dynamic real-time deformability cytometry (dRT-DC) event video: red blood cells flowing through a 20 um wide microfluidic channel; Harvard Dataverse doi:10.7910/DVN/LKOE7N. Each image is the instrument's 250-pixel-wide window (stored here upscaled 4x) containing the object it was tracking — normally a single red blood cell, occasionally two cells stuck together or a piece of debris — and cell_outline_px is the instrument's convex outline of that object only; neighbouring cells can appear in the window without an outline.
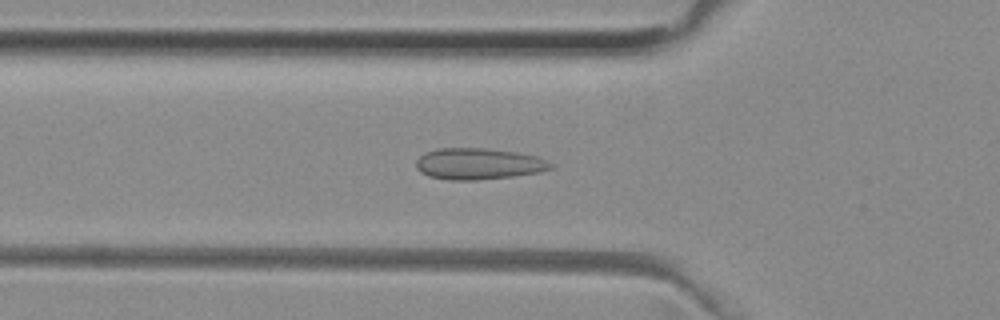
{"species": "common noctule bat (a hibernating species)", "species_latin": "Nyctalus noctula", "temperature_condition": "room temperature", "stored_images_in_passage": 50, "camera_frame_rate_fps": 3000, "um_per_image_px": 0.085, "animal": {"sex": "female", "body_mass_g": 29.2, "forearm_length_mm": 56.3}, "frame": {"image": 1, "passage_image": 16, "time_ms": 5.0, "image_size_px": [1000, 320], "cell_outline_px": [[556, 164], [552, 168], [540, 172], [512, 176], [476, 180], [448, 180], [428, 176], [420, 172], [416, 168], [416, 160], [424, 152], [436, 148], [484, 148], [516, 152], [536, 156], [548, 160]], "centroid_in_image_um": [40.67, 13.92], "position_along_channel_um": 85.1, "area_um2": 24.8}}
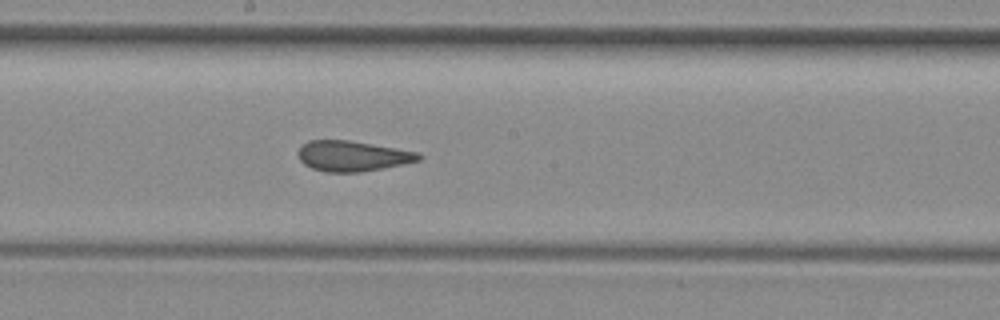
{"frame": {"image": 2, "passage_image": 26, "time_ms": 8.333, "image_size_px": [1000, 320], "cell_outline_px": [[424, 156], [420, 160], [384, 168], [360, 172], [324, 172], [312, 168], [304, 164], [300, 160], [300, 148], [308, 140], [348, 140], [420, 152]], "centroid_in_image_um": [30.01, 13.26], "position_along_channel_um": 218.2, "area_um2": 21.27}}
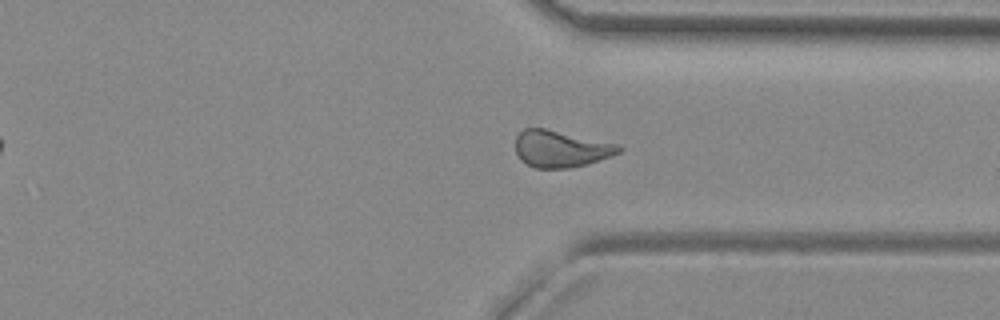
{"frame": {"image": 3, "passage_image": 37, "time_ms": 12.0, "image_size_px": [1000, 320], "cell_outline_px": [[624, 148], [620, 152], [612, 156], [588, 164], [568, 168], [536, 168], [520, 160], [516, 152], [516, 136], [524, 128], [544, 128], [620, 144]], "centroid_in_image_um": [47.7, 12.65], "position_along_channel_um": 363.7, "area_um2": 22.25}}